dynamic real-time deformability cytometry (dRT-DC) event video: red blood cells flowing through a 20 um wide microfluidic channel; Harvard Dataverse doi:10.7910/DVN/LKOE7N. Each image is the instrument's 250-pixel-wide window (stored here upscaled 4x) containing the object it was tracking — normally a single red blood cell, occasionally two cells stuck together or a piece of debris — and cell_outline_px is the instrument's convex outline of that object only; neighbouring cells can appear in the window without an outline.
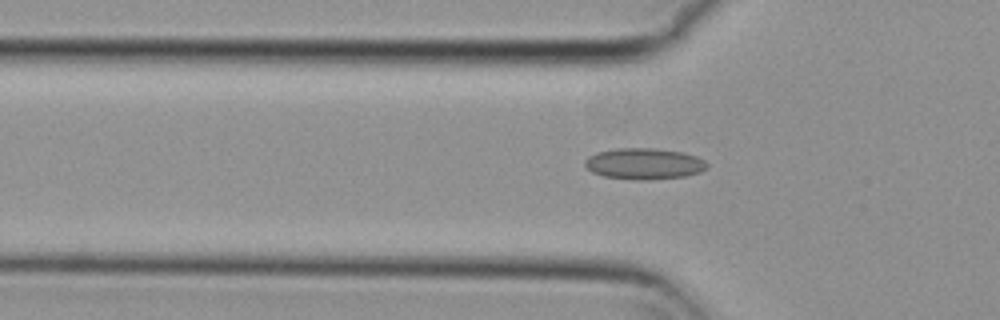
{"species": "common noctule bat (a hibernating species)", "species_latin": "Nyctalus noctula", "temperature_condition": "cold", "stored_images_in_passage": 47, "camera_frame_rate_fps": 3000, "um_per_image_px": 0.085, "animal": {"sex": "female", "body_mass_g": 29.2, "forearm_length_mm": 56.3}, "frame": {"image": 1, "passage_image": 9, "time_ms": 2.667, "image_size_px": [1000, 320], "cell_outline_px": [[708, 168], [700, 172], [684, 176], [648, 180], [636, 180], [604, 176], [592, 172], [584, 164], [584, 160], [588, 156], [596, 152], [616, 148], [656, 148], [684, 152], [696, 156], [704, 160], [708, 164]], "centroid_in_image_um": [54.75, 13.91], "position_along_channel_um": 71.0, "area_um2": 22.37}}
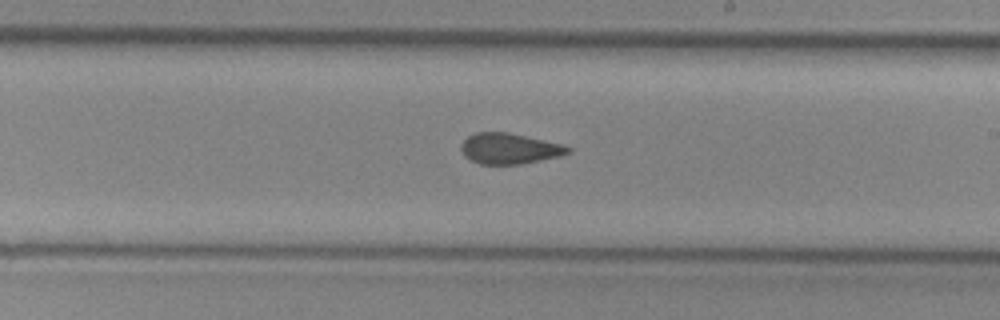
{"frame": {"image": 2, "passage_image": 23, "time_ms": 7.333, "image_size_px": [1000, 320], "cell_outline_px": [[572, 152], [560, 156], [520, 164], [480, 164], [464, 156], [460, 148], [460, 144], [468, 136], [476, 132], [508, 132], [564, 144], [572, 148]], "centroid_in_image_um": [43.32, 12.62], "position_along_channel_um": 245.7, "area_um2": 19.25}}
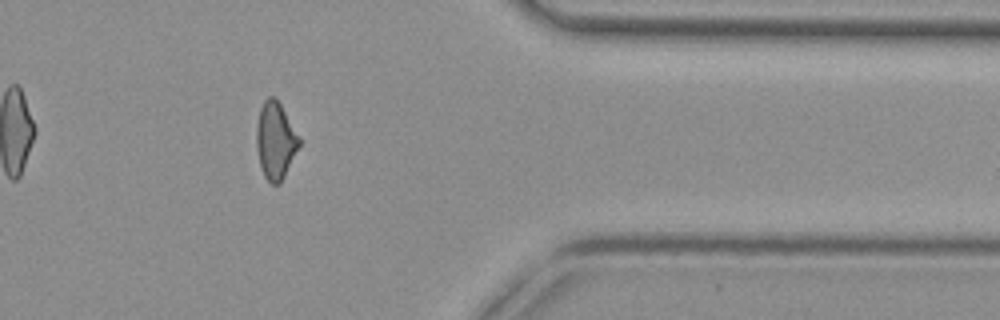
{"frame": {"image": 3, "passage_image": 36, "time_ms": 11.667, "image_size_px": [1000, 320], "cell_outline_px": [[300, 144], [280, 184], [272, 184], [264, 176], [260, 168], [256, 148], [256, 128], [260, 108], [264, 100], [268, 96], [272, 96], [280, 104], [300, 136]], "centroid_in_image_um": [23.4, 11.96], "position_along_channel_um": 388.0, "area_um2": 19.13}}